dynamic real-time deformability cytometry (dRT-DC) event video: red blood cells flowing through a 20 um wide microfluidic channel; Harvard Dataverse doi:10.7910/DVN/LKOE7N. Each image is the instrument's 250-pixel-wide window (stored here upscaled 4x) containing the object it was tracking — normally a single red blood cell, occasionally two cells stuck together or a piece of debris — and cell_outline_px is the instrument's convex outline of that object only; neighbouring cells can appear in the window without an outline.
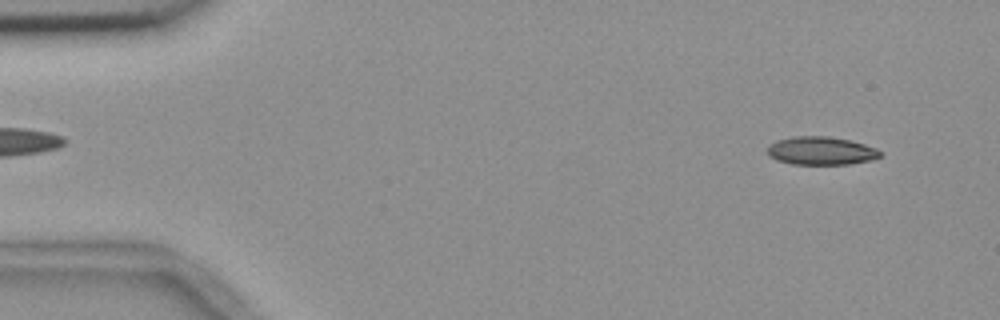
{"species": "common noctule bat (a hibernating species)", "species_latin": "Nyctalus noctula", "temperature_condition": "room temperature", "stored_images_in_passage": 18, "camera_frame_rate_fps": 3000, "um_per_image_px": 0.085, "animal": {"sex": "female", "body_mass_g": 18.4}, "frame": {"image": 1, "passage_image": 4, "time_ms": 1.0, "image_size_px": [1000, 320], "cell_outline_px": [[884, 152], [880, 156], [872, 160], [848, 164], [792, 164], [776, 160], [768, 156], [768, 144], [776, 140], [796, 136], [828, 136], [848, 140], [864, 144], [876, 148]], "centroid_in_image_um": [69.78, 12.82], "position_along_channel_um": 15.2, "area_um2": 18.61}}
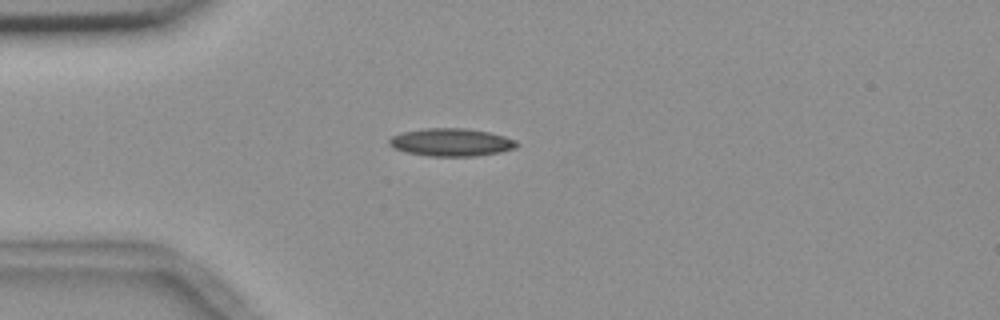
{"frame": {"image": 2, "passage_image": 14, "time_ms": 4.333, "image_size_px": [1000, 320], "cell_outline_px": [[520, 144], [516, 148], [500, 152], [476, 156], [428, 156], [404, 152], [392, 148], [388, 144], [388, 140], [392, 136], [400, 132], [424, 128], [468, 128], [488, 132], [504, 136], [516, 140]], "centroid_in_image_um": [38.33, 12.09], "position_along_channel_um": 46.7, "area_um2": 20.98}}